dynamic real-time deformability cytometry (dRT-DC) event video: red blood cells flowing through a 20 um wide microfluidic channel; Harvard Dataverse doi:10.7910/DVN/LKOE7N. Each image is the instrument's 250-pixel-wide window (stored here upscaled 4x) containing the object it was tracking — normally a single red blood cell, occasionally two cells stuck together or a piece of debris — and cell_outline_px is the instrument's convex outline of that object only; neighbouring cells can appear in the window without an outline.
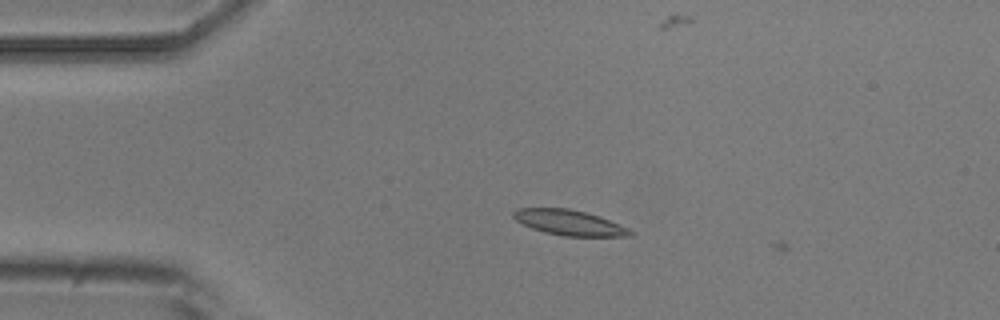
{"species": "common noctule bat (a hibernating species)", "species_latin": "Nyctalus noctula", "temperature_condition": "room temperature", "stored_images_in_passage": 2, "camera_frame_rate_fps": 3000, "um_per_image_px": 0.085, "animal": {"sex": "male", "body_mass_g": 20.5, "forearm_length_mm": 52.5}, "frame": {"image": 1, "passage_image": 1, "time_ms": 0.0, "image_size_px": [1000, 320], "cell_outline_px": [[636, 232], [632, 236], [564, 236], [544, 232], [532, 228], [516, 220], [512, 216], [512, 212], [516, 208], [568, 208], [600, 216], [628, 228]], "centroid_in_image_um": [48.4, 18.92], "position_along_channel_um": 36.6, "area_um2": 17.22}}